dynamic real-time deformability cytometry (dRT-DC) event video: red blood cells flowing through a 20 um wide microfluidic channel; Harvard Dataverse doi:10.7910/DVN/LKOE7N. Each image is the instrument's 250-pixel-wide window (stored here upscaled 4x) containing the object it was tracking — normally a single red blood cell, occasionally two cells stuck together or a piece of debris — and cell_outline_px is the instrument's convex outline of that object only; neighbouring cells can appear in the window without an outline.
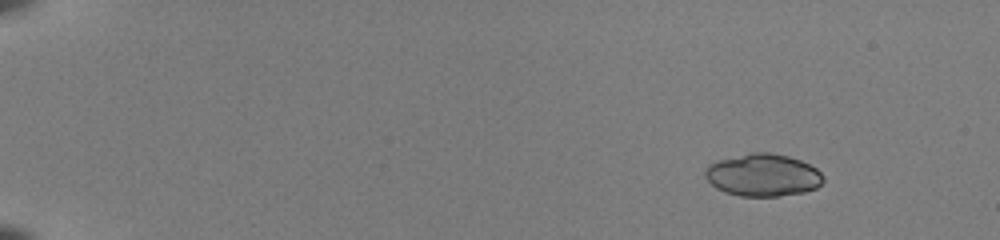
{"species": "common noctule bat (a hibernating species)", "species_latin": "Nyctalus noctula", "temperature_condition": "room temperature", "stored_images_in_passage": 47, "camera_frame_rate_fps": 3000, "um_per_image_px": 0.085, "animal": {"sex": "female", "body_mass_g": 22.0, "forearm_length_mm": 56.7}, "frame": {"image": 1, "passage_image": 1, "time_ms": 0.0, "image_size_px": [1000, 240], "cell_outline_px": [[824, 180], [816, 188], [804, 192], [776, 196], [740, 196], [724, 192], [716, 188], [704, 176], [704, 168], [708, 164], [716, 160], [748, 152], [768, 152], [788, 156], [800, 160], [816, 168], [824, 176]], "centroid_in_image_um": [64.81, 14.87], "position_along_channel_um": 20.2, "area_um2": 29.48}}